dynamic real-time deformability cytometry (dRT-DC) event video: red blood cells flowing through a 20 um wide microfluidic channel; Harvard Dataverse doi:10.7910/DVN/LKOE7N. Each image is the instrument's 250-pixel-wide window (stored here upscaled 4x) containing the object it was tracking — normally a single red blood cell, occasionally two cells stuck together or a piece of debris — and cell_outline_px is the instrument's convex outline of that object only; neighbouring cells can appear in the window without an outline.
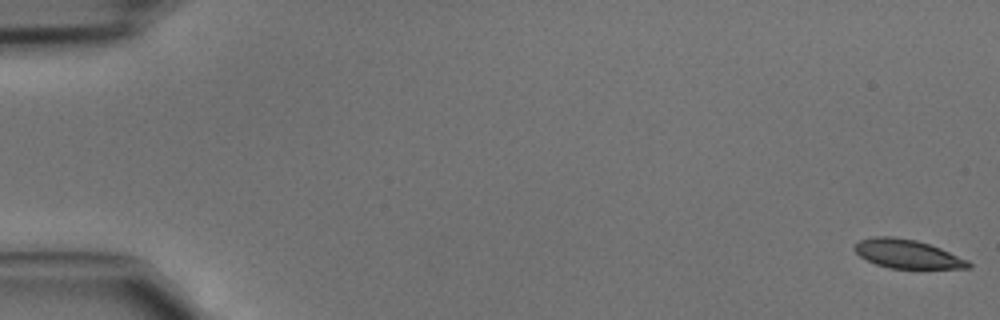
{"species": "common noctule bat (a hibernating species)", "species_latin": "Nyctalus noctula", "temperature_condition": "cold", "stored_images_in_passage": 46, "camera_frame_rate_fps": 3000, "um_per_image_px": 0.085, "animal": {"sex": "male", "body_mass_g": 15.6}, "frame": {"image": 1, "passage_image": 1, "time_ms": 0.0, "image_size_px": [1000, 320], "cell_outline_px": [[972, 268], [888, 268], [876, 264], [860, 256], [852, 248], [860, 240], [872, 236], [892, 236], [916, 240], [940, 248], [968, 260], [972, 264]], "centroid_in_image_um": [77.11, 21.58], "position_along_channel_um": 7.9, "area_um2": 18.96}}
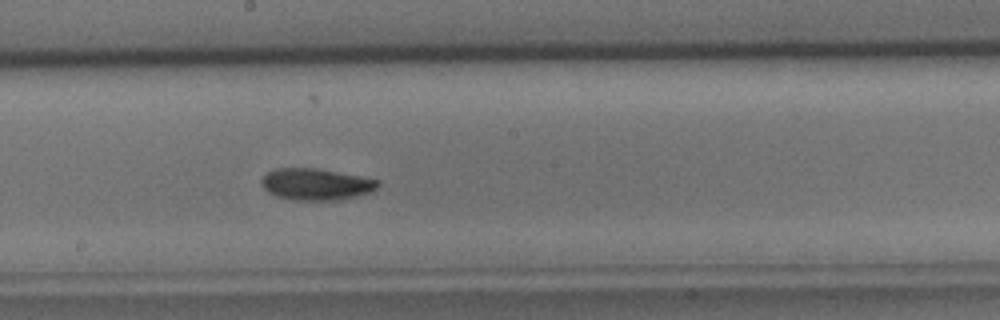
{"frame": {"image": 2, "passage_image": 26, "time_ms": 8.333, "image_size_px": [1000, 320], "cell_outline_px": [[380, 184], [372, 192], [356, 196], [336, 200], [292, 200], [276, 196], [268, 192], [260, 184], [260, 180], [268, 172], [276, 168], [316, 168], [360, 176], [380, 180]], "centroid_in_image_um": [26.85, 15.66], "position_along_channel_um": 221.3, "area_um2": 21.5}}
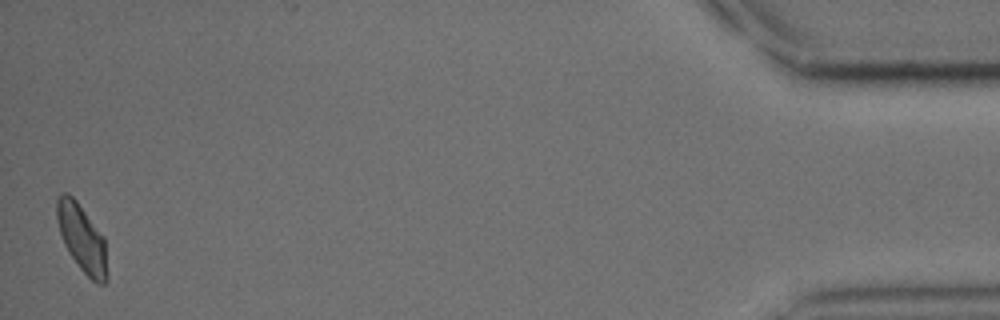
{"frame": {"image": 3, "passage_image": 46, "time_ms": 15.0, "image_size_px": [1000, 320], "cell_outline_px": [[108, 280], [104, 284], [96, 284], [80, 268], [68, 252], [64, 244], [56, 220], [56, 200], [64, 192], [68, 192], [76, 200], [104, 236]], "centroid_in_image_um": [6.97, 20.26], "position_along_channel_um": 428.2, "area_um2": 19.83}}